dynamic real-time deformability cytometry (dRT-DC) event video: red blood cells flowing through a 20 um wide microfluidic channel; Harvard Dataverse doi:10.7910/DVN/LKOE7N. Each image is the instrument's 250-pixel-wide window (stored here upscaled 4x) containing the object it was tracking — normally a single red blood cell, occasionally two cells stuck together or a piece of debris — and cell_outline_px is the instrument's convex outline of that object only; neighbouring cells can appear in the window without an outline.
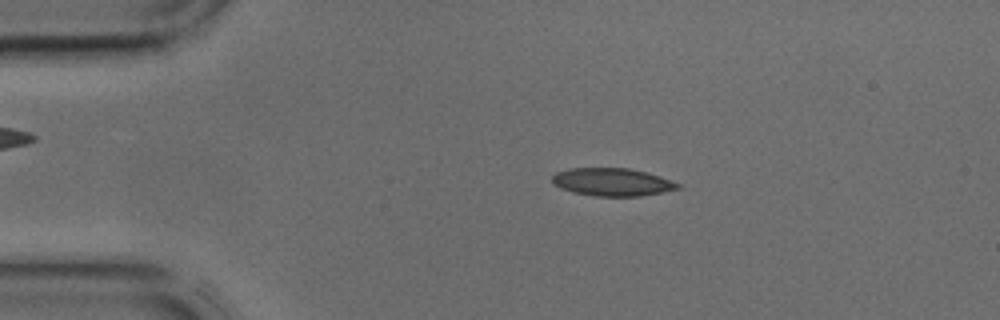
{"species": "common noctule bat (a hibernating species)", "species_latin": "Nyctalus noctula", "temperature_condition": "cold", "stored_images_in_passage": 40, "camera_frame_rate_fps": 3000, "um_per_image_px": 0.085, "animal": {"sex": "male", "body_mass_g": 17.9, "forearm_length_mm": 54.2}, "frame": {"image": 1, "passage_image": 6, "time_ms": 1.667, "image_size_px": [1000, 320], "cell_outline_px": [[680, 188], [640, 196], [596, 196], [572, 192], [560, 188], [552, 184], [552, 176], [556, 172], [572, 168], [628, 168], [660, 176], [680, 184]], "centroid_in_image_um": [51.99, 15.47], "position_along_channel_um": 33.0, "area_um2": 20.23}}
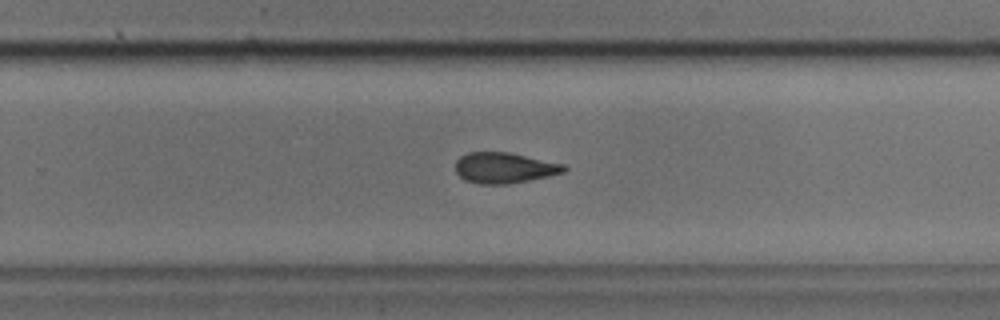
{"frame": {"image": 2, "passage_image": 25, "time_ms": 8.0, "image_size_px": [1000, 320], "cell_outline_px": [[568, 168], [564, 172], [548, 176], [508, 184], [480, 184], [464, 180], [456, 172], [456, 160], [460, 156], [468, 152], [508, 152], [564, 164]], "centroid_in_image_um": [42.85, 14.26], "position_along_channel_um": 287.0, "area_um2": 19.36}}
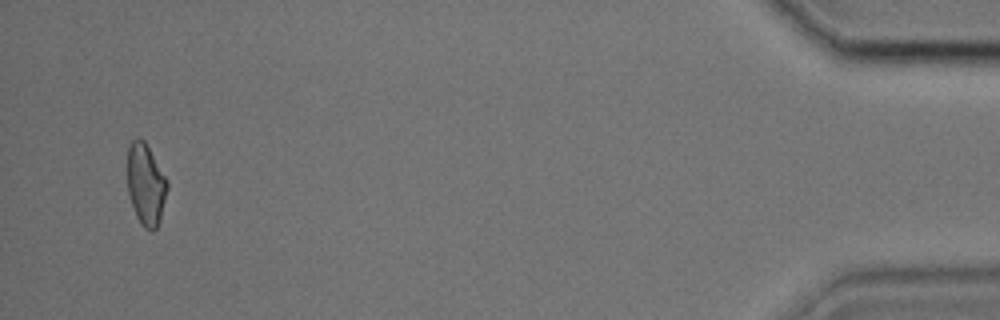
{"frame": {"image": 3, "passage_image": 39, "time_ms": 12.667, "image_size_px": [1000, 320], "cell_outline_px": [[168, 188], [160, 220], [156, 228], [152, 232], [144, 228], [140, 224], [136, 216], [128, 192], [128, 148], [132, 140], [140, 136], [144, 140], [168, 180]], "centroid_in_image_um": [12.4, 15.68], "position_along_channel_um": 422.8, "area_um2": 19.02}}